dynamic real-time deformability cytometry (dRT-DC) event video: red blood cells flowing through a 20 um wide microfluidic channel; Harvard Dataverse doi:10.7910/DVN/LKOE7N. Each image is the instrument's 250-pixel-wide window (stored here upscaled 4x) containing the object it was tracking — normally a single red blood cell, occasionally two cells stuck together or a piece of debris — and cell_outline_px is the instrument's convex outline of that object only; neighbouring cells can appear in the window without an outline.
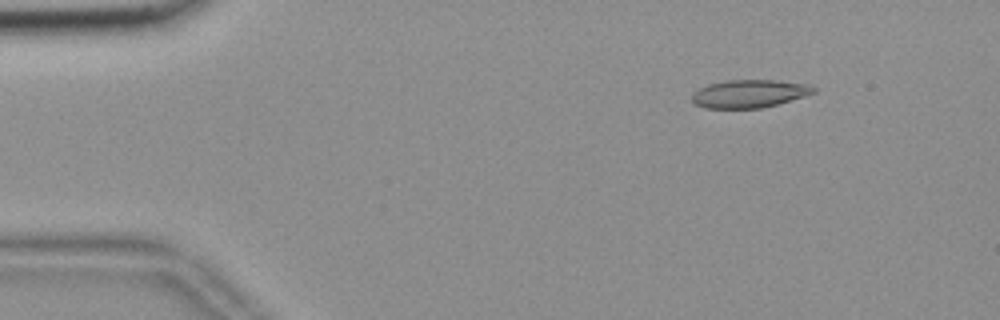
{"species": "common noctule bat (a hibernating species)", "species_latin": "Nyctalus noctula", "temperature_condition": "room temperature", "stored_images_in_passage": 55, "camera_frame_rate_fps": 3000, "um_per_image_px": 0.085, "animal": {"sex": "female", "body_mass_g": 18.4}, "frame": {"image": 1, "passage_image": 7, "time_ms": 2.0, "image_size_px": [1000, 320], "cell_outline_px": [[816, 92], [804, 96], [776, 104], [760, 108], [704, 108], [696, 104], [692, 100], [692, 92], [708, 84], [728, 80], [776, 80], [808, 84], [816, 88]], "centroid_in_image_um": [63.68, 7.95], "position_along_channel_um": 21.3, "area_um2": 19.71}}
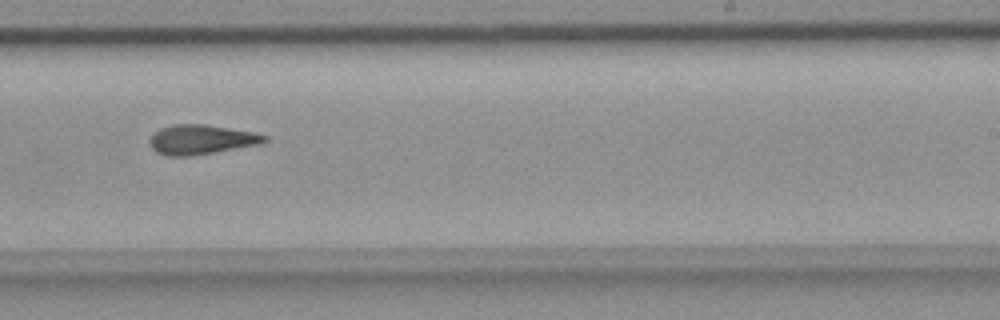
{"frame": {"image": 2, "passage_image": 34, "time_ms": 11.0, "image_size_px": [1000, 320], "cell_outline_px": [[268, 140], [260, 144], [188, 156], [168, 156], [156, 152], [152, 148], [148, 140], [160, 128], [176, 124], [208, 124], [252, 132], [268, 136]], "centroid_in_image_um": [17.09, 11.85], "position_along_channel_um": 271.9, "area_um2": 19.59}}
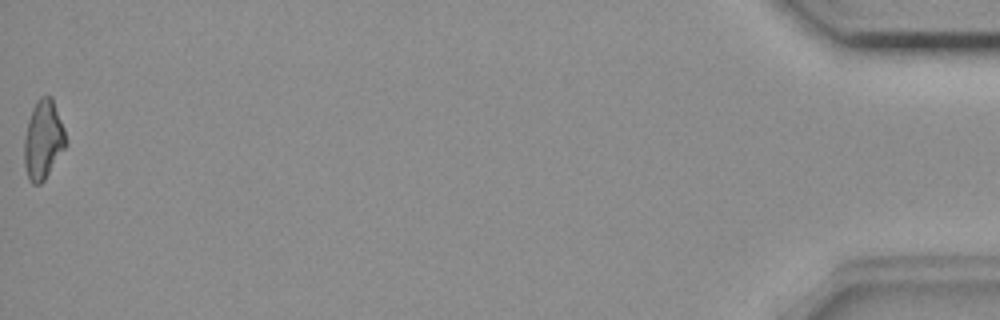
{"frame": {"image": 3, "passage_image": 55, "time_ms": 18.0, "image_size_px": [1000, 320], "cell_outline_px": [[64, 148], [44, 180], [40, 184], [32, 184], [28, 176], [24, 164], [24, 140], [28, 120], [32, 108], [36, 100], [40, 96], [52, 96], [64, 128]], "centroid_in_image_um": [3.64, 11.84], "position_along_channel_um": 431.6, "area_um2": 18.79}, "authors_computed_cell_mechanics": {"area_um2": 19.7098, "velocity_mm_per_s": 3.6991, "shape_relaxation_time_tau1_ms": null, "shape_relaxation_time_tau2_ms": 5.1704, "deformation_change_tau1": null, "deformation_change_tau2": 0.1526}}